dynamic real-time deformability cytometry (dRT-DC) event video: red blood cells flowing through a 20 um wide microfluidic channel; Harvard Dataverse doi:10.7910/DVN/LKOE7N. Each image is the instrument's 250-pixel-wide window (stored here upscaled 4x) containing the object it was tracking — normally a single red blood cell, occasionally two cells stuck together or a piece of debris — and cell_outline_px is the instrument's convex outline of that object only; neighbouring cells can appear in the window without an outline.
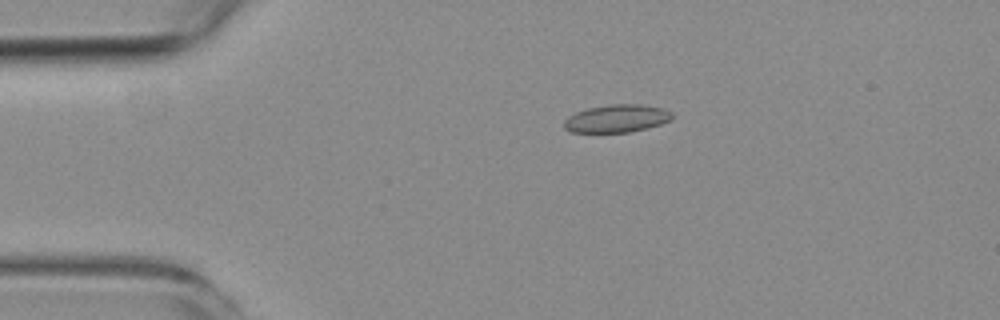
{"species": "common noctule bat (a hibernating species)", "species_latin": "Nyctalus noctula", "temperature_condition": "room temperature", "stored_images_in_passage": 6, "camera_frame_rate_fps": 3000, "um_per_image_px": 0.085, "animal": {"sex": "female", "body_mass_g": 19.3, "forearm_length_mm": 54.1}, "frame": {"image": 1, "passage_image": 3, "time_ms": 2.333, "image_size_px": [1000, 320], "cell_outline_px": [[672, 120], [660, 124], [628, 132], [572, 132], [564, 128], [564, 120], [568, 116], [576, 112], [588, 108], [608, 104], [640, 104], [664, 108], [672, 112]], "centroid_in_image_um": [52.42, 10.06], "position_along_channel_um": 32.6, "area_um2": 17.46}}
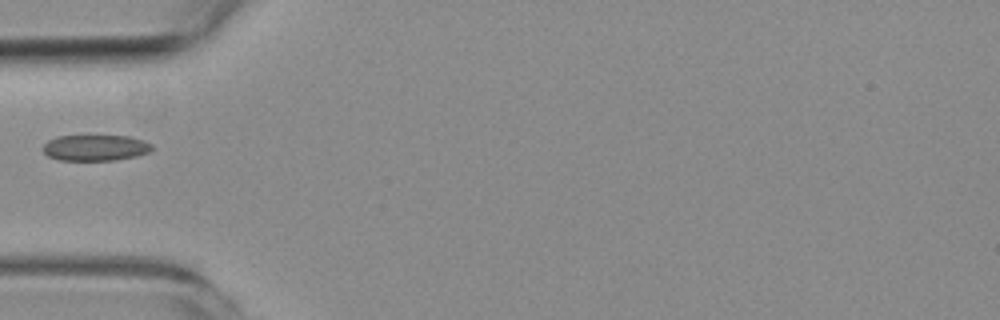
{"frame": {"image": 2, "passage_image": 5, "time_ms": 4.667, "image_size_px": [1000, 320], "cell_outline_px": [[152, 148], [148, 152], [136, 156], [116, 160], [60, 160], [48, 156], [44, 152], [44, 144], [48, 140], [56, 136], [128, 136], [144, 140], [152, 144]], "centroid_in_image_um": [8.11, 12.56], "position_along_channel_um": 76.9, "area_um2": 16.42}}
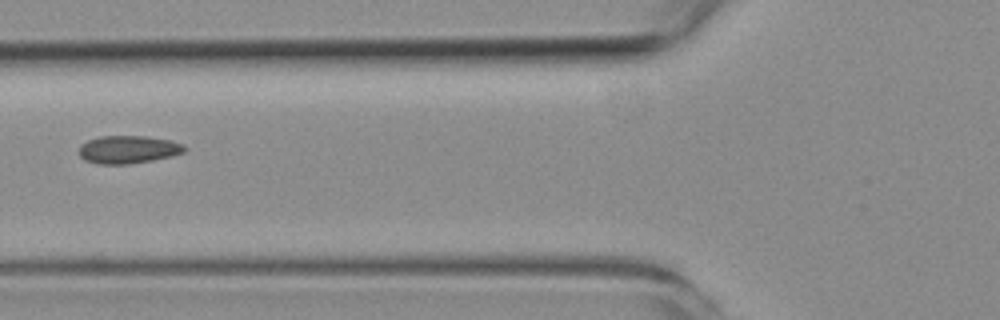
{"frame": {"image": 3, "passage_image": 6, "time_ms": 5.667, "image_size_px": [1000, 320], "cell_outline_px": [[188, 148], [184, 152], [172, 156], [152, 160], [128, 164], [100, 164], [84, 160], [80, 156], [80, 144], [88, 140], [100, 136], [144, 136], [172, 140], [184, 144]], "centroid_in_image_um": [10.93, 12.7], "position_along_channel_um": 114.9, "area_um2": 17.22}}